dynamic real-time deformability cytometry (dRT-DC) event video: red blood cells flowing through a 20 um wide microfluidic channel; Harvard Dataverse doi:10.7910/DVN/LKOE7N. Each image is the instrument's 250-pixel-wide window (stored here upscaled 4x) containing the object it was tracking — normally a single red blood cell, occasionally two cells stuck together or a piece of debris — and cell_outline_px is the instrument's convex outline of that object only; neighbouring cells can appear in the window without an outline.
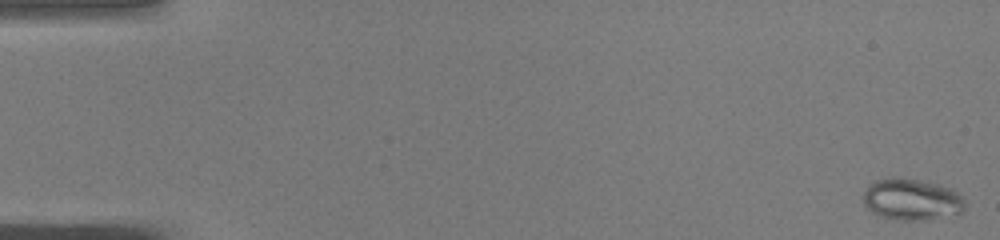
{"species": "common noctule bat (a hibernating species)", "species_latin": "Nyctalus noctula", "temperature_condition": "warm", "stored_images_in_passage": 50, "camera_frame_rate_fps": 3000, "um_per_image_px": 0.085, "animal": {"sex": "male", "body_mass_g": 19.0, "forearm_length_mm": 50.8}, "frame": {"image": 1, "passage_image": 1, "time_ms": 0.0, "image_size_px": [1000, 240], "cell_outline_px": [[964, 208], [960, 212], [924, 220], [900, 220], [884, 216], [872, 212], [864, 204], [864, 192], [868, 184], [876, 180], [892, 176], [896, 176], [924, 180], [940, 184], [952, 188], [964, 200]], "centroid_in_image_um": [77.47, 16.91], "position_along_channel_um": 7.5, "area_um2": 24.57}}
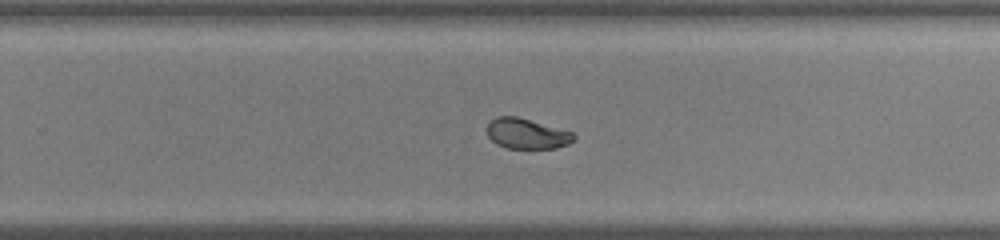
{"frame": {"image": 2, "passage_image": 33, "time_ms": 10.667, "image_size_px": [1000, 240], "cell_outline_px": [[576, 140], [568, 144], [556, 148], [508, 148], [496, 144], [488, 136], [488, 124], [496, 116], [516, 116], [572, 132], [576, 136]], "centroid_in_image_um": [44.79, 11.37], "position_along_channel_um": 285.0, "area_um2": 15.2}}
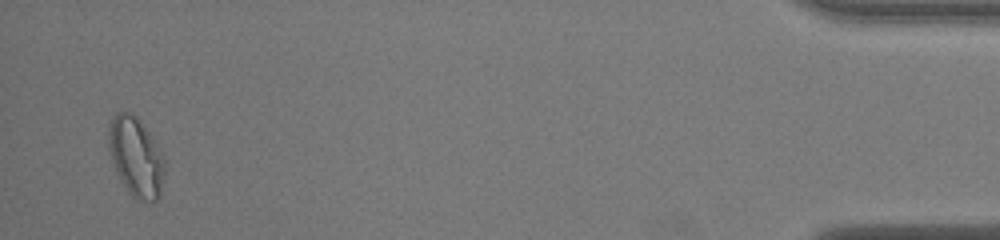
{"frame": {"image": 3, "passage_image": 49, "time_ms": 16.0, "image_size_px": [1000, 240], "cell_outline_px": [[164, 172], [160, 196], [156, 200], [136, 200], [132, 196], [116, 172], [108, 148], [108, 128], [112, 116], [116, 112], [132, 112], [136, 116], [160, 148], [164, 160]], "centroid_in_image_um": [11.54, 13.31], "position_along_channel_um": 423.7, "area_um2": 25.78}, "authors_computed_cell_mechanics": {"area_um2": 18.5827, "velocity_mm_per_s": 4.0611, "shape_relaxation_time_tau1_ms": 6.941, "shape_relaxation_time_tau2_ms": 1.2309, "deformation_change_tau1": 0.2221, "deformation_change_tau2": 0.0254}}